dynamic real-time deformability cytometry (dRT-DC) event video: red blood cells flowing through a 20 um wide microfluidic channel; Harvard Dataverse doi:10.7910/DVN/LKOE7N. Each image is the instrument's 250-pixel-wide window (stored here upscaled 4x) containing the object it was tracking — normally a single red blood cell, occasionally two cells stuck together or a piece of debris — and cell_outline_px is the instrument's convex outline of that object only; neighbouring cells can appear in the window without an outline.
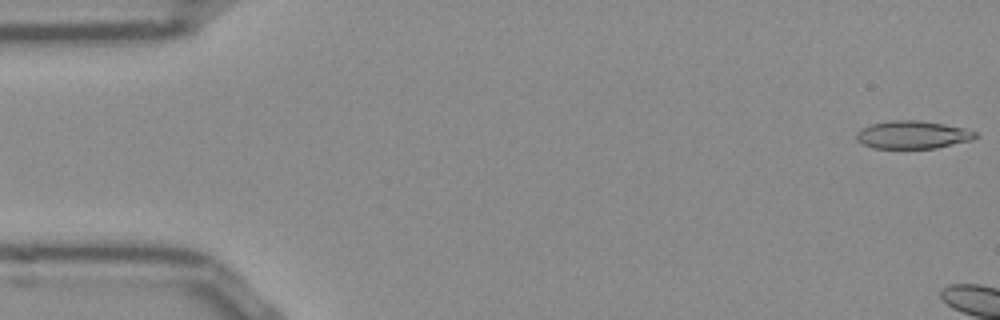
{"species": "Egyptian fruit bat (a non-hibernating species)", "species_latin": "Rousettus aegyptiacus", "temperature_condition": "room temperature", "stored_images_in_passage": 4, "camera_frame_rate_fps": 3000, "um_per_image_px": 0.085, "frame": {"image": 1, "passage_image": 1, "time_ms": 0.0, "image_size_px": [1000, 320], "cell_outline_px": [[980, 136], [972, 140], [936, 148], [872, 148], [856, 140], [856, 132], [860, 128], [872, 124], [892, 120], [916, 120], [944, 124], [964, 128], [976, 132]], "centroid_in_image_um": [77.57, 11.46], "position_along_channel_um": 7.4, "area_um2": 19.36}}